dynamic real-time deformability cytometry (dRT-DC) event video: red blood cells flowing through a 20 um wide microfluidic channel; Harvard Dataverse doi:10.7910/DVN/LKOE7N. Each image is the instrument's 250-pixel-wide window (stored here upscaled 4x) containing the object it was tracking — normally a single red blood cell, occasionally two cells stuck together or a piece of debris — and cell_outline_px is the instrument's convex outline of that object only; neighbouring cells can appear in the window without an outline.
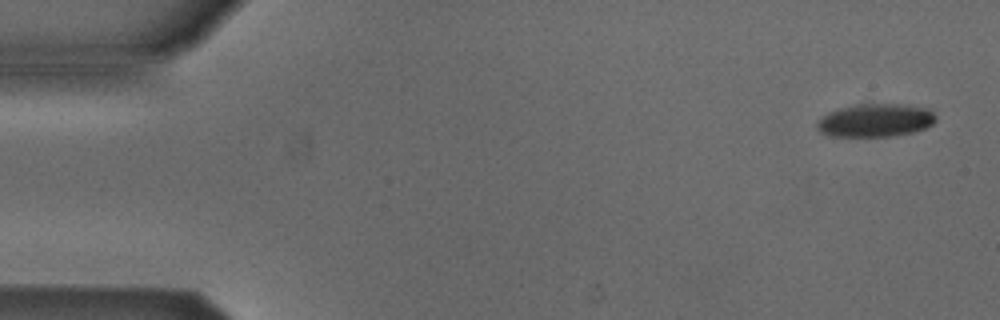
{"species": "Egyptian fruit bat (a non-hibernating species)", "species_latin": "Rousettus aegyptiacus", "temperature_condition": "cold", "stored_images_in_passage": 5, "camera_frame_rate_fps": 3000, "um_per_image_px": 0.085, "animal": {"sex": "male"}, "frame": {"image": 1, "passage_image": 1, "time_ms": 0.0, "image_size_px": [1000, 320], "cell_outline_px": [[936, 120], [932, 124], [924, 128], [912, 132], [888, 136], [832, 136], [820, 132], [816, 128], [816, 124], [820, 116], [828, 112], [840, 108], [856, 104], [904, 104], [928, 108], [936, 116]], "centroid_in_image_um": [74.38, 10.21], "position_along_channel_um": 10.6, "area_um2": 22.95}}
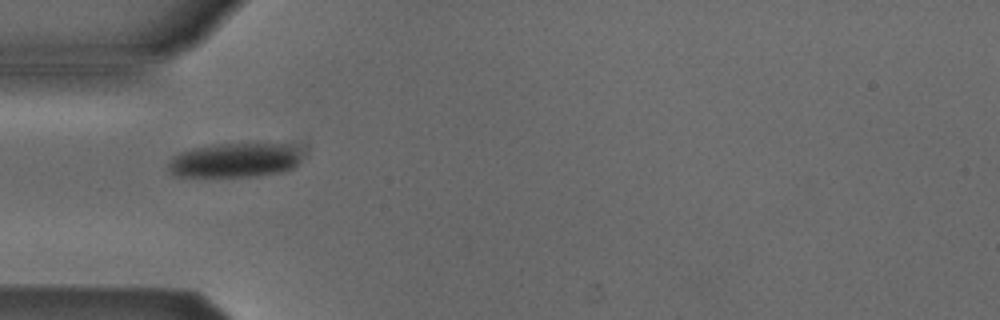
{"frame": {"image": 2, "passage_image": 5, "time_ms": 1.333, "image_size_px": [1000, 320], "cell_outline_px": [[300, 160], [292, 168], [280, 172], [256, 176], [172, 176], [168, 168], [168, 164], [172, 156], [180, 152], [192, 148], [216, 144], [292, 144], [296, 148]], "centroid_in_image_um": [19.9, 13.62], "position_along_channel_um": 65.1, "area_um2": 26.59}}